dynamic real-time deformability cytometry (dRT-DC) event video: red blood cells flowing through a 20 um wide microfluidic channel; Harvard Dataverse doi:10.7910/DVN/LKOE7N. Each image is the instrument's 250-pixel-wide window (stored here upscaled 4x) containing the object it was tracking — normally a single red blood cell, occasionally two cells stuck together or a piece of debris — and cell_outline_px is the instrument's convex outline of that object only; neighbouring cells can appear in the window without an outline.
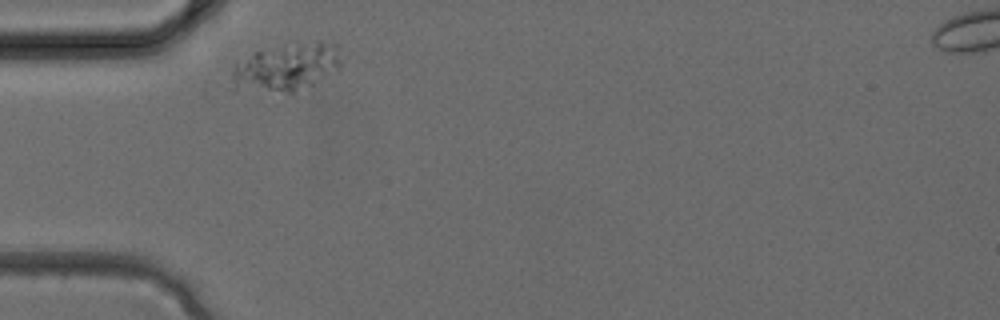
{"species": "common noctule bat (a hibernating species)", "species_latin": "Nyctalus noctula", "temperature_condition": "cold", "stored_images_in_passage": 1, "camera_frame_rate_fps": 3000, "um_per_image_px": 0.085, "animal": {"sex": "female", "body_mass_g": 24.6, "forearm_length_mm": 56.2}, "frame": {"image": 1, "passage_image": 1, "time_ms": 0.0, "image_size_px": [1000, 320], "cell_outline_px": [[340, 64], [312, 84], [292, 92], [232, 92], [232, 72], [236, 64], [252, 52], [284, 44], [316, 40], [320, 40], [336, 44]], "centroid_in_image_um": [24.22, 5.71], "position_along_channel_um": 60.8, "area_um2": 30.52}}